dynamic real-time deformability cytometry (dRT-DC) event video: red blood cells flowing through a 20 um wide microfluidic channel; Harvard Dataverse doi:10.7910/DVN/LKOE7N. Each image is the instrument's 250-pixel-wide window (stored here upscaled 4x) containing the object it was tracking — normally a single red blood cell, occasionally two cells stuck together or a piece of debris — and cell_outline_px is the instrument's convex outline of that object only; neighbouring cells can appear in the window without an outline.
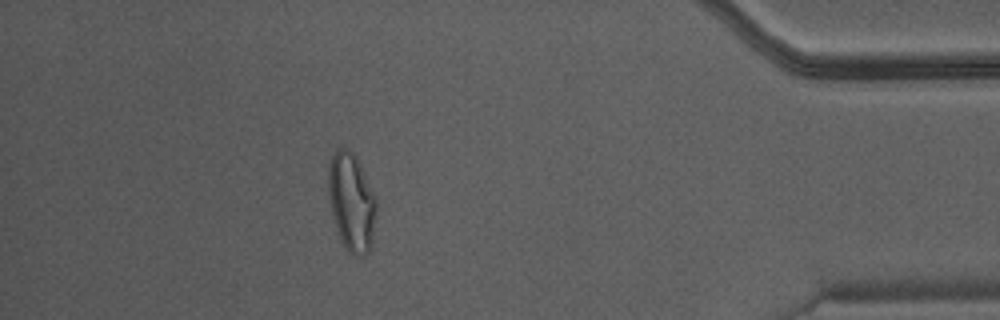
{"species": "Egyptian fruit bat (a non-hibernating species)", "species_latin": "Rousettus aegyptiacus", "temperature_condition": "warm", "stored_images_in_passage": 34, "camera_frame_rate_fps": 3000, "um_per_image_px": 0.085, "animal": {"sex": "male"}, "frame": {"image": 1, "passage_image": 29, "time_ms": 9.333, "image_size_px": [1000, 320], "cell_outline_px": [[376, 212], [372, 248], [364, 256], [356, 256], [348, 252], [336, 228], [328, 196], [328, 164], [332, 152], [336, 148], [348, 148], [356, 156], [376, 196]], "centroid_in_image_um": [29.88, 17.15], "position_along_channel_um": 405.3, "area_um2": 27.8}}